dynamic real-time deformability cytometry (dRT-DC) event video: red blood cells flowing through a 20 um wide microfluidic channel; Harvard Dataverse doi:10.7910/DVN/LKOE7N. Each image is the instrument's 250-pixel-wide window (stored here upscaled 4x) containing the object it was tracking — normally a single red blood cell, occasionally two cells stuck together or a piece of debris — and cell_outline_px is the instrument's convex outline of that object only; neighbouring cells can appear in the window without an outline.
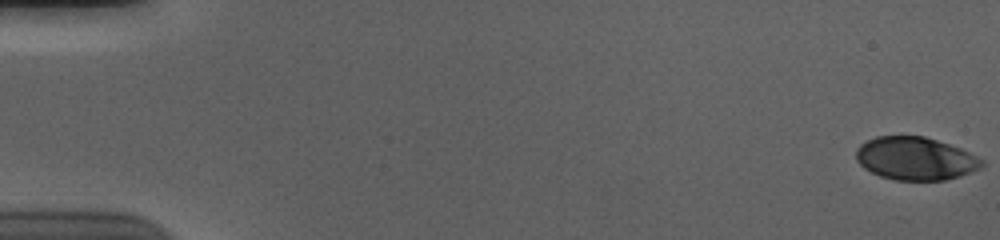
{"species": "human", "species_latin": "Homo sapiens", "temperature_condition": "cold", "stored_images_in_passage": 57, "camera_frame_rate_fps": 3000, "um_per_image_px": 0.085, "donor": {"sex": "male"}, "frame": {"image": 1, "passage_image": 1, "time_ms": 0.0, "image_size_px": [1000, 240], "cell_outline_px": [[984, 164], [980, 168], [960, 176], [944, 180], [896, 180], [880, 176], [864, 168], [856, 160], [856, 148], [860, 144], [876, 136], [924, 136], [960, 148], [984, 160]], "centroid_in_image_um": [77.79, 13.47], "position_along_channel_um": 7.2, "area_um2": 31.39}}
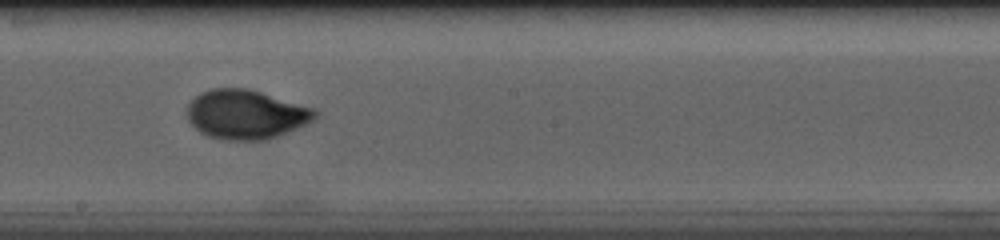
{"frame": {"image": 2, "passage_image": 33, "time_ms": 10.667, "image_size_px": [1000, 240], "cell_outline_px": [[320, 112], [312, 120], [296, 128], [276, 136], [264, 140], [224, 140], [208, 136], [200, 132], [188, 120], [188, 104], [200, 92], [212, 88], [248, 88], [316, 108]], "centroid_in_image_um": [20.91, 9.71], "position_along_channel_um": 227.3, "area_um2": 36.65}}
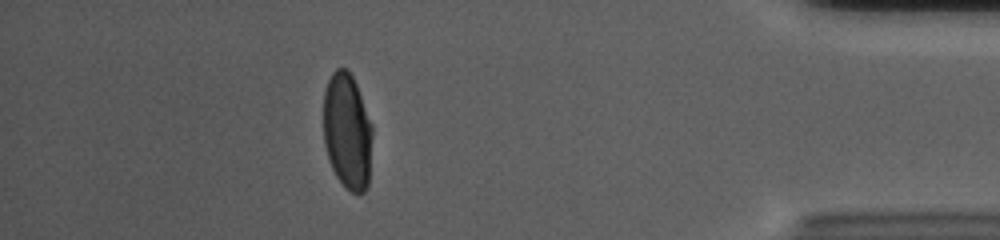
{"frame": {"image": 3, "passage_image": 51, "time_ms": 16.667, "image_size_px": [1000, 240], "cell_outline_px": [[372, 136], [368, 184], [364, 192], [352, 192], [344, 188], [336, 176], [332, 168], [324, 144], [324, 92], [328, 80], [332, 72], [336, 68], [344, 68], [352, 76], [356, 84], [372, 124]], "centroid_in_image_um": [29.51, 11.17], "position_along_channel_um": 405.7, "area_um2": 33.06}, "authors_computed_cell_mechanics": {"area_um2": 34.6222, "velocity_mm_per_s": 3.6987, "shape_relaxation_time_tau1_ms": 5.5357, "shape_relaxation_time_tau2_ms": null, "deformation_change_tau1": 0.1983, "deformation_change_tau2": null}}